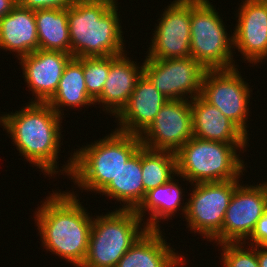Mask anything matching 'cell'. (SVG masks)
<instances>
[{
    "mask_svg": "<svg viewBox=\"0 0 267 267\" xmlns=\"http://www.w3.org/2000/svg\"><path fill=\"white\" fill-rule=\"evenodd\" d=\"M206 71L207 69L192 57L175 59L146 57L143 62V74L168 100H186L199 96Z\"/></svg>",
    "mask_w": 267,
    "mask_h": 267,
    "instance_id": "9c48e42d",
    "label": "cell"
},
{
    "mask_svg": "<svg viewBox=\"0 0 267 267\" xmlns=\"http://www.w3.org/2000/svg\"><path fill=\"white\" fill-rule=\"evenodd\" d=\"M39 49L70 54L68 7L34 10Z\"/></svg>",
    "mask_w": 267,
    "mask_h": 267,
    "instance_id": "cb8c5ba5",
    "label": "cell"
},
{
    "mask_svg": "<svg viewBox=\"0 0 267 267\" xmlns=\"http://www.w3.org/2000/svg\"><path fill=\"white\" fill-rule=\"evenodd\" d=\"M141 146L138 135L115 130L104 139L74 152L60 172L70 175L82 190L101 194L112 178L116 177L122 165Z\"/></svg>",
    "mask_w": 267,
    "mask_h": 267,
    "instance_id": "277c9868",
    "label": "cell"
},
{
    "mask_svg": "<svg viewBox=\"0 0 267 267\" xmlns=\"http://www.w3.org/2000/svg\"><path fill=\"white\" fill-rule=\"evenodd\" d=\"M249 239V246L267 245V211L260 217V219L256 223V226L248 240Z\"/></svg>",
    "mask_w": 267,
    "mask_h": 267,
    "instance_id": "f1b7e54d",
    "label": "cell"
},
{
    "mask_svg": "<svg viewBox=\"0 0 267 267\" xmlns=\"http://www.w3.org/2000/svg\"><path fill=\"white\" fill-rule=\"evenodd\" d=\"M101 193L117 199L120 204L122 201L123 208L119 209L136 210L139 207L147 193L142 182L141 147L122 165Z\"/></svg>",
    "mask_w": 267,
    "mask_h": 267,
    "instance_id": "44dd1931",
    "label": "cell"
},
{
    "mask_svg": "<svg viewBox=\"0 0 267 267\" xmlns=\"http://www.w3.org/2000/svg\"><path fill=\"white\" fill-rule=\"evenodd\" d=\"M265 6L267 7V0H262Z\"/></svg>",
    "mask_w": 267,
    "mask_h": 267,
    "instance_id": "d6a6232c",
    "label": "cell"
},
{
    "mask_svg": "<svg viewBox=\"0 0 267 267\" xmlns=\"http://www.w3.org/2000/svg\"><path fill=\"white\" fill-rule=\"evenodd\" d=\"M72 57L61 51L38 49L19 59L28 88L36 96L31 102L46 103L55 94L64 68Z\"/></svg>",
    "mask_w": 267,
    "mask_h": 267,
    "instance_id": "9a60e30c",
    "label": "cell"
},
{
    "mask_svg": "<svg viewBox=\"0 0 267 267\" xmlns=\"http://www.w3.org/2000/svg\"><path fill=\"white\" fill-rule=\"evenodd\" d=\"M267 211V182L238 185L226 209L222 230L215 243H245L260 217Z\"/></svg>",
    "mask_w": 267,
    "mask_h": 267,
    "instance_id": "8fae6325",
    "label": "cell"
},
{
    "mask_svg": "<svg viewBox=\"0 0 267 267\" xmlns=\"http://www.w3.org/2000/svg\"><path fill=\"white\" fill-rule=\"evenodd\" d=\"M161 230H147L123 255L116 267H180L184 256L177 255Z\"/></svg>",
    "mask_w": 267,
    "mask_h": 267,
    "instance_id": "d6986e66",
    "label": "cell"
},
{
    "mask_svg": "<svg viewBox=\"0 0 267 267\" xmlns=\"http://www.w3.org/2000/svg\"><path fill=\"white\" fill-rule=\"evenodd\" d=\"M16 112L0 116V124L11 135L16 149L44 174H57L56 159L62 136L60 119L63 117L48 103L40 102H30Z\"/></svg>",
    "mask_w": 267,
    "mask_h": 267,
    "instance_id": "7a4b0ae2",
    "label": "cell"
},
{
    "mask_svg": "<svg viewBox=\"0 0 267 267\" xmlns=\"http://www.w3.org/2000/svg\"><path fill=\"white\" fill-rule=\"evenodd\" d=\"M162 13L149 47L150 59L190 57L191 0H175Z\"/></svg>",
    "mask_w": 267,
    "mask_h": 267,
    "instance_id": "4fadbf2b",
    "label": "cell"
},
{
    "mask_svg": "<svg viewBox=\"0 0 267 267\" xmlns=\"http://www.w3.org/2000/svg\"><path fill=\"white\" fill-rule=\"evenodd\" d=\"M74 3V0H17L18 5L31 10L67 8Z\"/></svg>",
    "mask_w": 267,
    "mask_h": 267,
    "instance_id": "83f0119b",
    "label": "cell"
},
{
    "mask_svg": "<svg viewBox=\"0 0 267 267\" xmlns=\"http://www.w3.org/2000/svg\"><path fill=\"white\" fill-rule=\"evenodd\" d=\"M243 244V242L241 244H220L221 249L223 248V253H221V262H223V267H259L257 246H251L250 248L247 247L244 249Z\"/></svg>",
    "mask_w": 267,
    "mask_h": 267,
    "instance_id": "4316f807",
    "label": "cell"
},
{
    "mask_svg": "<svg viewBox=\"0 0 267 267\" xmlns=\"http://www.w3.org/2000/svg\"><path fill=\"white\" fill-rule=\"evenodd\" d=\"M59 116L60 107H80L94 105L95 101L88 95L84 74L83 57H72L66 64L55 94L46 102Z\"/></svg>",
    "mask_w": 267,
    "mask_h": 267,
    "instance_id": "7402d4cb",
    "label": "cell"
},
{
    "mask_svg": "<svg viewBox=\"0 0 267 267\" xmlns=\"http://www.w3.org/2000/svg\"><path fill=\"white\" fill-rule=\"evenodd\" d=\"M173 179L172 177L167 183L150 189L143 202L135 210L142 220H144L142 217L145 216L146 211L151 212L150 218L145 223L148 230H160L158 222L162 219H169L177 213V210H180L183 190L181 191L182 188L177 182H173L175 181Z\"/></svg>",
    "mask_w": 267,
    "mask_h": 267,
    "instance_id": "603a6c76",
    "label": "cell"
},
{
    "mask_svg": "<svg viewBox=\"0 0 267 267\" xmlns=\"http://www.w3.org/2000/svg\"><path fill=\"white\" fill-rule=\"evenodd\" d=\"M135 210L118 209L92 221L88 250L80 267H116L128 249L148 230Z\"/></svg>",
    "mask_w": 267,
    "mask_h": 267,
    "instance_id": "8992f818",
    "label": "cell"
},
{
    "mask_svg": "<svg viewBox=\"0 0 267 267\" xmlns=\"http://www.w3.org/2000/svg\"><path fill=\"white\" fill-rule=\"evenodd\" d=\"M0 48L18 53V59L39 49L34 10L17 4L0 19Z\"/></svg>",
    "mask_w": 267,
    "mask_h": 267,
    "instance_id": "ffe728a7",
    "label": "cell"
},
{
    "mask_svg": "<svg viewBox=\"0 0 267 267\" xmlns=\"http://www.w3.org/2000/svg\"><path fill=\"white\" fill-rule=\"evenodd\" d=\"M17 5V0H0V19L10 13Z\"/></svg>",
    "mask_w": 267,
    "mask_h": 267,
    "instance_id": "f546056e",
    "label": "cell"
},
{
    "mask_svg": "<svg viewBox=\"0 0 267 267\" xmlns=\"http://www.w3.org/2000/svg\"><path fill=\"white\" fill-rule=\"evenodd\" d=\"M126 55V56H125ZM136 62L129 60L127 53L110 56V70L104 83L101 95L95 104L102 103L115 117L127 105L137 81L143 75V64L138 67Z\"/></svg>",
    "mask_w": 267,
    "mask_h": 267,
    "instance_id": "e0dca14e",
    "label": "cell"
},
{
    "mask_svg": "<svg viewBox=\"0 0 267 267\" xmlns=\"http://www.w3.org/2000/svg\"><path fill=\"white\" fill-rule=\"evenodd\" d=\"M167 101L143 74L137 81L127 105L116 116L121 127L116 130L140 136Z\"/></svg>",
    "mask_w": 267,
    "mask_h": 267,
    "instance_id": "2e32d148",
    "label": "cell"
},
{
    "mask_svg": "<svg viewBox=\"0 0 267 267\" xmlns=\"http://www.w3.org/2000/svg\"><path fill=\"white\" fill-rule=\"evenodd\" d=\"M257 258L259 267H267V245L257 246Z\"/></svg>",
    "mask_w": 267,
    "mask_h": 267,
    "instance_id": "4dcf8cb0",
    "label": "cell"
},
{
    "mask_svg": "<svg viewBox=\"0 0 267 267\" xmlns=\"http://www.w3.org/2000/svg\"><path fill=\"white\" fill-rule=\"evenodd\" d=\"M139 137L144 148L176 153L193 137L191 98L168 100Z\"/></svg>",
    "mask_w": 267,
    "mask_h": 267,
    "instance_id": "7c38bea8",
    "label": "cell"
},
{
    "mask_svg": "<svg viewBox=\"0 0 267 267\" xmlns=\"http://www.w3.org/2000/svg\"><path fill=\"white\" fill-rule=\"evenodd\" d=\"M75 2H109L116 4V0H74Z\"/></svg>",
    "mask_w": 267,
    "mask_h": 267,
    "instance_id": "1f68e13d",
    "label": "cell"
},
{
    "mask_svg": "<svg viewBox=\"0 0 267 267\" xmlns=\"http://www.w3.org/2000/svg\"><path fill=\"white\" fill-rule=\"evenodd\" d=\"M208 0H191L190 57L207 70L233 69V36Z\"/></svg>",
    "mask_w": 267,
    "mask_h": 267,
    "instance_id": "52a82bcc",
    "label": "cell"
},
{
    "mask_svg": "<svg viewBox=\"0 0 267 267\" xmlns=\"http://www.w3.org/2000/svg\"><path fill=\"white\" fill-rule=\"evenodd\" d=\"M117 4L75 2L68 7L70 54L75 58L124 53Z\"/></svg>",
    "mask_w": 267,
    "mask_h": 267,
    "instance_id": "3957f363",
    "label": "cell"
},
{
    "mask_svg": "<svg viewBox=\"0 0 267 267\" xmlns=\"http://www.w3.org/2000/svg\"><path fill=\"white\" fill-rule=\"evenodd\" d=\"M246 146L192 137L176 152V174L191 185L239 179L245 165L237 150L244 152Z\"/></svg>",
    "mask_w": 267,
    "mask_h": 267,
    "instance_id": "5b68a950",
    "label": "cell"
},
{
    "mask_svg": "<svg viewBox=\"0 0 267 267\" xmlns=\"http://www.w3.org/2000/svg\"><path fill=\"white\" fill-rule=\"evenodd\" d=\"M110 70V56L83 57V74L88 95L95 101L102 93Z\"/></svg>",
    "mask_w": 267,
    "mask_h": 267,
    "instance_id": "484cf974",
    "label": "cell"
},
{
    "mask_svg": "<svg viewBox=\"0 0 267 267\" xmlns=\"http://www.w3.org/2000/svg\"><path fill=\"white\" fill-rule=\"evenodd\" d=\"M78 201L74 192H53L35 212L45 249L76 267L85 260L93 221Z\"/></svg>",
    "mask_w": 267,
    "mask_h": 267,
    "instance_id": "6da1fadb",
    "label": "cell"
},
{
    "mask_svg": "<svg viewBox=\"0 0 267 267\" xmlns=\"http://www.w3.org/2000/svg\"><path fill=\"white\" fill-rule=\"evenodd\" d=\"M247 84L237 68L207 70L200 96L217 107L248 137L246 122L252 90Z\"/></svg>",
    "mask_w": 267,
    "mask_h": 267,
    "instance_id": "30bf717a",
    "label": "cell"
},
{
    "mask_svg": "<svg viewBox=\"0 0 267 267\" xmlns=\"http://www.w3.org/2000/svg\"><path fill=\"white\" fill-rule=\"evenodd\" d=\"M141 168L144 190L148 192L176 176V153L150 150L141 146Z\"/></svg>",
    "mask_w": 267,
    "mask_h": 267,
    "instance_id": "d4e9b609",
    "label": "cell"
},
{
    "mask_svg": "<svg viewBox=\"0 0 267 267\" xmlns=\"http://www.w3.org/2000/svg\"><path fill=\"white\" fill-rule=\"evenodd\" d=\"M191 111L193 137L222 143H247L249 138L200 95L191 99Z\"/></svg>",
    "mask_w": 267,
    "mask_h": 267,
    "instance_id": "ac0fdd59",
    "label": "cell"
},
{
    "mask_svg": "<svg viewBox=\"0 0 267 267\" xmlns=\"http://www.w3.org/2000/svg\"><path fill=\"white\" fill-rule=\"evenodd\" d=\"M232 34L235 48L247 62L267 59V7L262 0H245Z\"/></svg>",
    "mask_w": 267,
    "mask_h": 267,
    "instance_id": "5bb4252c",
    "label": "cell"
},
{
    "mask_svg": "<svg viewBox=\"0 0 267 267\" xmlns=\"http://www.w3.org/2000/svg\"><path fill=\"white\" fill-rule=\"evenodd\" d=\"M190 199L181 207L190 230L204 235L209 241L220 233L226 209L239 185L238 179L194 183ZM197 231V232H196Z\"/></svg>",
    "mask_w": 267,
    "mask_h": 267,
    "instance_id": "ba28073f",
    "label": "cell"
}]
</instances>
